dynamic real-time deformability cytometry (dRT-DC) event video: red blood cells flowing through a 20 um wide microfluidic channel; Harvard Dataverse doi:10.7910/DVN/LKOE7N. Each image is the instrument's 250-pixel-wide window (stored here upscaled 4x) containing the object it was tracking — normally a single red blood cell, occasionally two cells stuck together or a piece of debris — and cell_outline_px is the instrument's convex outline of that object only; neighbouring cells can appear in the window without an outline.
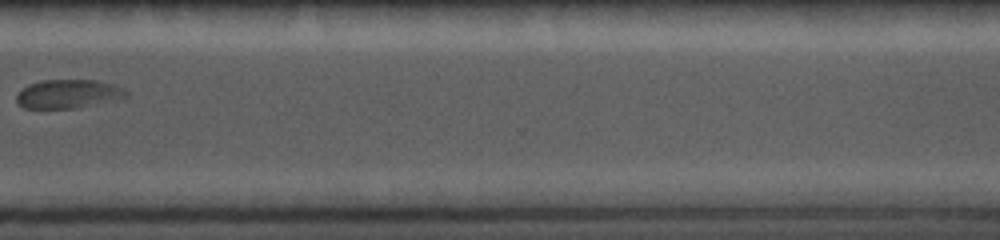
{"species": "common noctule bat (a hibernating species)", "species_latin": "Nyctalus noctula", "temperature_condition": "cold", "stored_images_in_passage": 11, "camera_frame_rate_fps": 5000, "um_per_image_px": 0.085, "animal": {"sex": "female", "body_mass_g": 19.0, "forearm_length_mm": 56.7}, "frame": {"image": 1, "passage_image": 8, "time_ms": 8.4, "image_size_px": [1000, 240], "cell_outline_px": [[128, 96], [124, 100], [76, 108], [24, 108], [16, 104], [16, 92], [20, 88], [28, 84], [44, 80], [96, 80], [116, 84], [128, 92]], "centroid_in_image_um": [5.83, 7.99], "position_along_channel_um": 364.8, "area_um2": 19.02}}
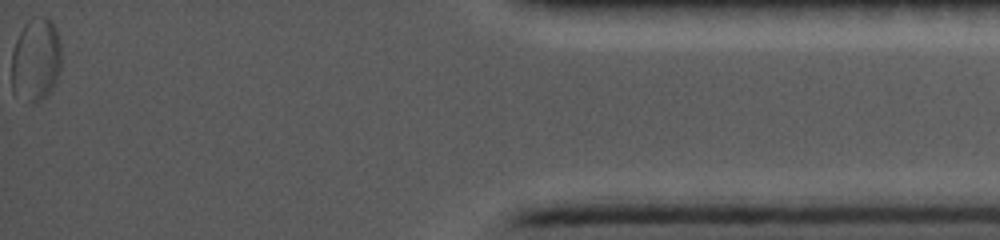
{"frame": {"image": 2, "passage_image": 11, "time_ms": 11.8, "image_size_px": [1000, 240], "cell_outline_px": [[60, 68], [56, 80], [48, 96], [40, 100], [28, 100], [12, 92], [12, 52], [16, 40], [24, 24], [28, 20], [40, 16], [48, 16], [52, 20], [56, 28], [60, 40]], "centroid_in_image_um": [3.06, 5.03], "position_along_channel_um": 432.1, "area_um2": 24.16}}